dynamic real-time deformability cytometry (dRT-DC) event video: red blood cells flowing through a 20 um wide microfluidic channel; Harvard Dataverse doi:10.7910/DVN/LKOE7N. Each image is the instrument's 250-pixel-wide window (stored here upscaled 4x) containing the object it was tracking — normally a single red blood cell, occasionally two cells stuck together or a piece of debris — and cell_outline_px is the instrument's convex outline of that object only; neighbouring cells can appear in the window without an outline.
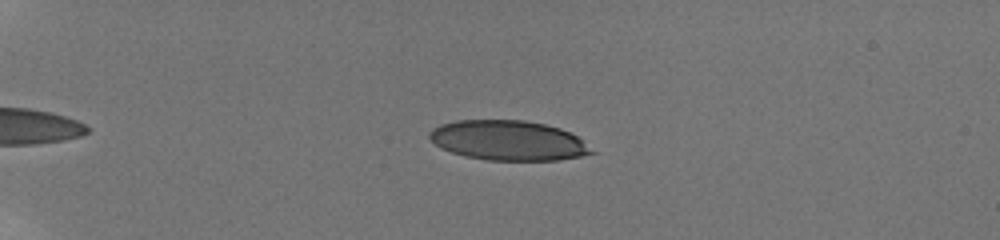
{"species": "human", "species_latin": "Homo sapiens", "temperature_condition": "room temperature", "stored_images_in_passage": 45, "camera_frame_rate_fps": 3000, "um_per_image_px": 0.085, "donor": {"sex": "male"}, "frame": {"image": 1, "passage_image": 4, "time_ms": 1.0, "image_size_px": [1000, 240], "cell_outline_px": [[596, 152], [580, 156], [556, 160], [488, 160], [468, 156], [452, 152], [436, 144], [428, 136], [428, 132], [432, 128], [440, 124], [456, 120], [524, 120], [544, 124], [560, 128], [576, 136]], "centroid_in_image_um": [43.18, 11.93], "position_along_channel_um": 41.8, "area_um2": 37.28}}
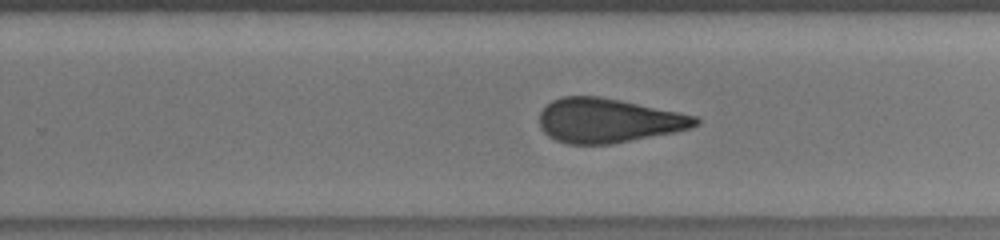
{"frame": {"image": 2, "passage_image": 28, "time_ms": 9.0, "image_size_px": [1000, 240], "cell_outline_px": [[700, 124], [692, 128], [676, 132], [612, 144], [568, 144], [556, 140], [548, 136], [540, 128], [540, 112], [552, 100], [560, 96], [600, 96], [620, 100], [696, 116], [700, 120]], "centroid_in_image_um": [51.7, 10.25], "position_along_channel_um": 278.1, "area_um2": 40.34}}
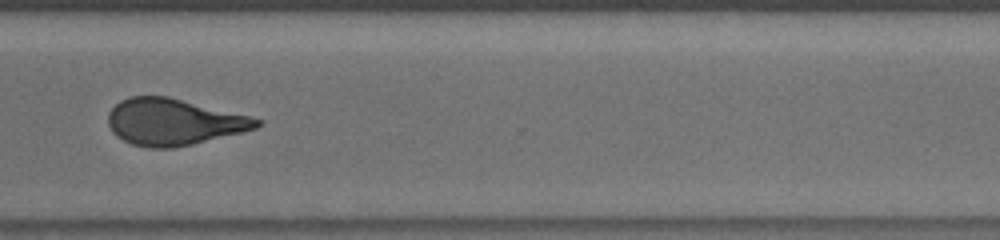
{"frame": {"image": 3, "passage_image": 34, "time_ms": 11.0, "image_size_px": [1000, 240], "cell_outline_px": [[264, 124], [256, 128], [192, 144], [172, 148], [148, 148], [132, 144], [116, 136], [112, 132], [108, 124], [108, 112], [120, 100], [128, 96], [168, 96], [264, 120]], "centroid_in_image_um": [14.72, 10.36], "position_along_channel_um": 355.9, "area_um2": 40.06}, "authors_computed_cell_mechanics": {"area_um2": 40.3444, "velocity_mm_per_s": 3.8888, "shape_relaxation_time_tau1_ms": 5.4685, "shape_relaxation_time_tau2_ms": 1.825, "deformation_change_tau1": 0.1812, "deformation_change_tau2": 0.1129}}